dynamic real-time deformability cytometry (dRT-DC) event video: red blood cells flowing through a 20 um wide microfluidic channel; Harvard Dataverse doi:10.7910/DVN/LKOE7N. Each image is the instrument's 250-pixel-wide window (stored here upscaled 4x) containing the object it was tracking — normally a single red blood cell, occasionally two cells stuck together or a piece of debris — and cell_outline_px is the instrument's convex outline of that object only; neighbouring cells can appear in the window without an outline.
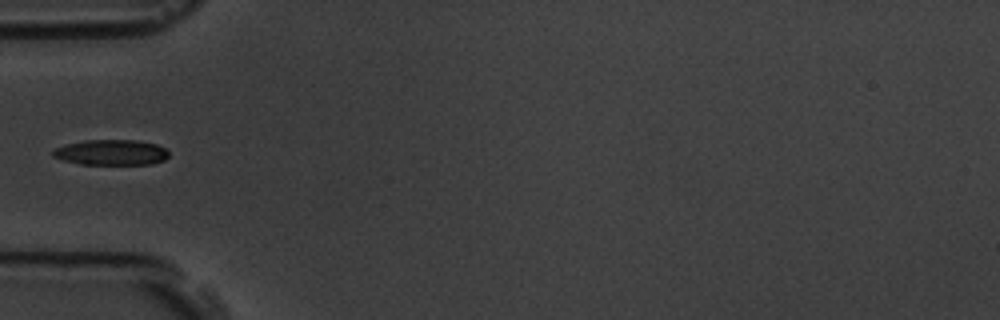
{"species": "common noctule bat (a hibernating species)", "species_latin": "Nyctalus noctula", "temperature_condition": "room temperature", "stored_images_in_passage": 2, "camera_frame_rate_fps": 3000, "um_per_image_px": 0.085, "animal": {"sex": "male", "body_mass_g": 19.5, "forearm_length_mm": 54.6}, "frame": {"image": 1, "passage_image": 1, "time_ms": 0.0, "image_size_px": [1000, 320], "cell_outline_px": [[168, 156], [164, 160], [152, 164], [80, 164], [64, 160], [52, 156], [52, 148], [64, 144], [84, 140], [136, 140], [156, 144], [164, 148], [168, 152]], "centroid_in_image_um": [9.41, 12.95], "position_along_channel_um": 75.6, "area_um2": 17.28}}
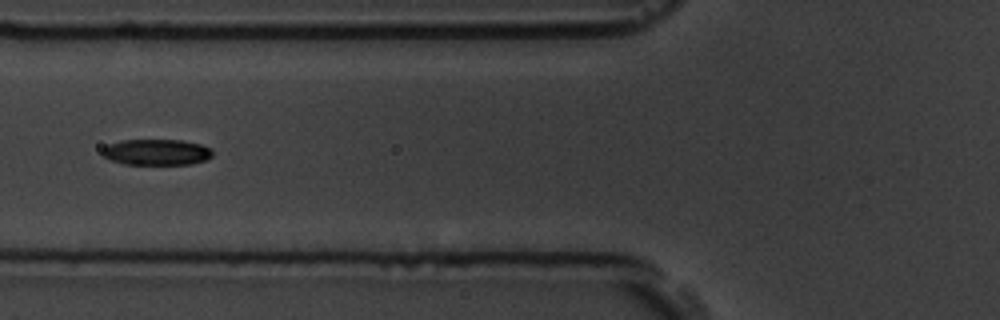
{"frame": {"image": 2, "passage_image": 2, "time_ms": 1.0, "image_size_px": [1000, 320], "cell_outline_px": [[212, 156], [204, 160], [192, 164], [124, 164], [112, 160], [104, 156], [100, 152], [108, 144], [124, 140], [180, 140], [200, 144], [212, 148]], "centroid_in_image_um": [13.31, 12.93], "position_along_channel_um": 112.5, "area_um2": 16.59}}